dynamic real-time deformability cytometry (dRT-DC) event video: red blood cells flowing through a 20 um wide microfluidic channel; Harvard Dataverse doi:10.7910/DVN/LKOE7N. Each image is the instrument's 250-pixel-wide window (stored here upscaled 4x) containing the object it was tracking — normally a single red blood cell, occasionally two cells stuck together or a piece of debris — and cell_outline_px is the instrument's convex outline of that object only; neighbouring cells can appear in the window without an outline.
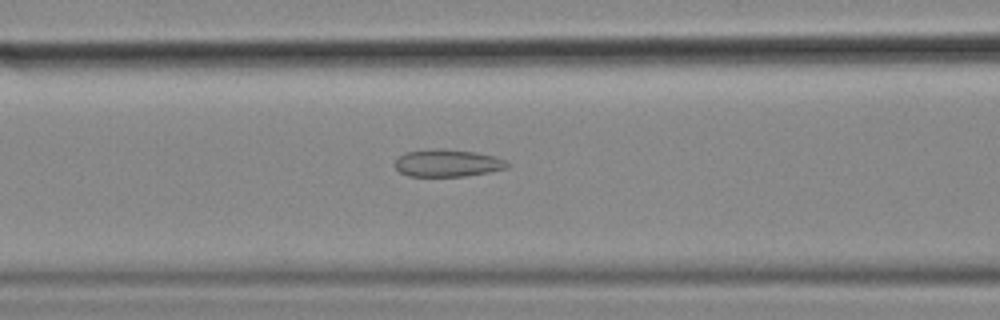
{"species": "common noctule bat (a hibernating species)", "species_latin": "Nyctalus noctula", "temperature_condition": "cold", "stored_images_in_passage": 40, "camera_frame_rate_fps": 3000, "um_per_image_px": 0.085, "animal": {"sex": "female", "body_mass_g": 18.4}, "frame": {"image": 1, "passage_image": 8, "time_ms": 2.333, "image_size_px": [1000, 320], "cell_outline_px": [[512, 164], [508, 168], [488, 172], [464, 176], [408, 176], [400, 172], [392, 164], [404, 152], [432, 148], [444, 148], [476, 152], [496, 156], [508, 160]], "centroid_in_image_um": [38.07, 13.84], "position_along_channel_um": 128.5, "area_um2": 18.32}}
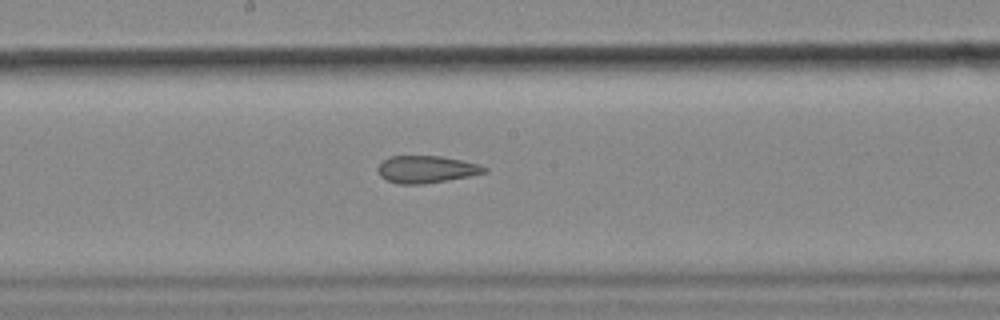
{"frame": {"image": 2, "passage_image": 15, "time_ms": 4.667, "image_size_px": [1000, 320], "cell_outline_px": [[488, 172], [468, 176], [424, 184], [400, 184], [388, 180], [380, 176], [376, 168], [388, 156], [440, 156], [480, 164], [488, 168]], "centroid_in_image_um": [36.24, 14.39], "position_along_channel_um": 212.0, "area_um2": 16.82}}
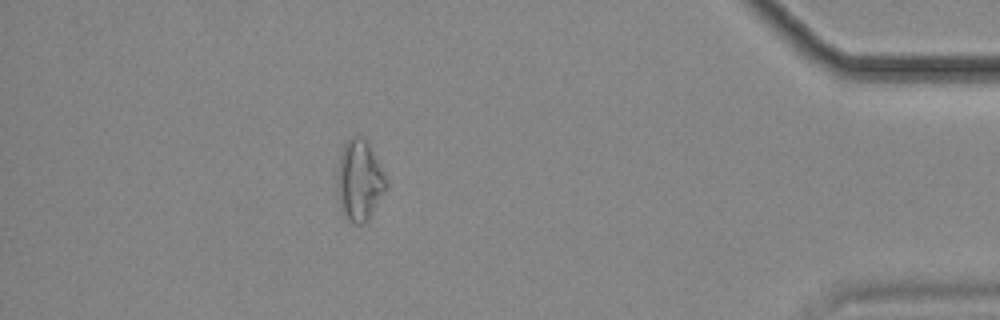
{"frame": {"image": 3, "passage_image": 35, "time_ms": 11.333, "image_size_px": [1000, 320], "cell_outline_px": [[388, 188], [368, 220], [364, 224], [352, 224], [348, 220], [340, 208], [336, 192], [336, 172], [340, 156], [344, 144], [352, 136], [364, 136], [384, 172], [388, 184]], "centroid_in_image_um": [30.54, 15.37], "position_along_channel_um": 404.7, "area_um2": 23.52}, "authors_computed_cell_mechanics": {"area_um2": 18.2648, "velocity_mm_per_s": 3.5834, "shape_relaxation_time_tau1_ms": null, "shape_relaxation_time_tau2_ms": 2.3562, "deformation_change_tau1": null, "deformation_change_tau2": 0.0962}}